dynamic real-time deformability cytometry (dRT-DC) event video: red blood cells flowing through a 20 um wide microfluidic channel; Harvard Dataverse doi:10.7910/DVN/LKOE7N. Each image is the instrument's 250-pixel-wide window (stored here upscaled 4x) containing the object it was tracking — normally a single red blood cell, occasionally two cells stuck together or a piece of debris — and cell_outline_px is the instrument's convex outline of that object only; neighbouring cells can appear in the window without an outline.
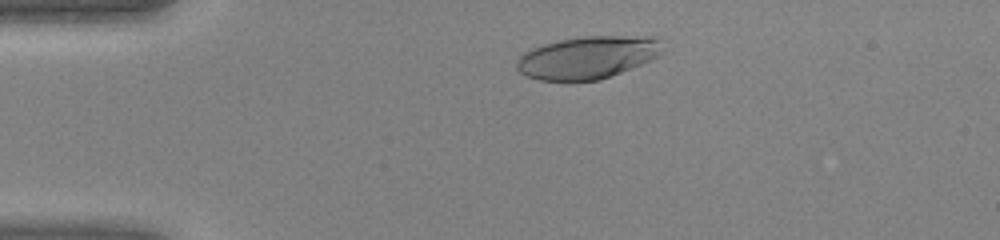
{"species": "human", "species_latin": "Homo sapiens", "temperature_condition": "warm", "stored_images_in_passage": 35, "camera_frame_rate_fps": 3000, "um_per_image_px": 0.085, "donor": {"sex": "female"}, "frame": {"image": 1, "passage_image": 5, "time_ms": 1.333, "image_size_px": [1000, 240], "cell_outline_px": [[664, 52], [660, 56], [600, 80], [540, 80], [528, 76], [520, 72], [516, 68], [516, 60], [524, 52], [532, 48], [544, 44], [560, 40], [580, 36], [656, 36], [660, 40]], "centroid_in_image_um": [49.97, 4.86], "position_along_channel_um": 35.0, "area_um2": 36.13}}
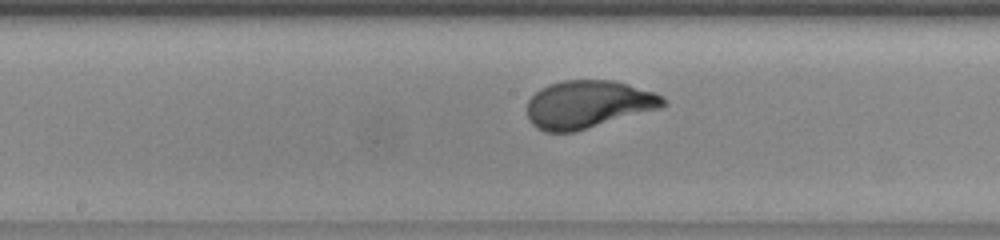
{"frame": {"image": 2, "passage_image": 19, "time_ms": 6.0, "image_size_px": [1000, 240], "cell_outline_px": [[668, 104], [660, 108], [576, 132], [544, 132], [536, 128], [528, 120], [528, 100], [540, 88], [548, 84], [564, 80], [612, 80], [628, 84], [656, 92], [664, 96], [668, 100]], "centroid_in_image_um": [50.01, 8.87], "position_along_channel_um": 198.2, "area_um2": 38.26}}
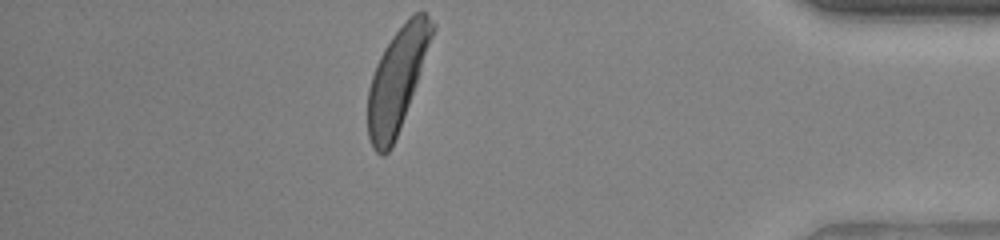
{"frame": {"image": 3, "passage_image": 35, "time_ms": 11.333, "image_size_px": [1000, 240], "cell_outline_px": [[436, 28], [416, 84], [392, 148], [384, 156], [380, 156], [372, 148], [368, 136], [368, 88], [376, 64], [384, 48], [392, 36], [416, 12], [424, 12], [436, 24]], "centroid_in_image_um": [33.74, 6.81], "position_along_channel_um": 401.5, "area_um2": 37.92}}